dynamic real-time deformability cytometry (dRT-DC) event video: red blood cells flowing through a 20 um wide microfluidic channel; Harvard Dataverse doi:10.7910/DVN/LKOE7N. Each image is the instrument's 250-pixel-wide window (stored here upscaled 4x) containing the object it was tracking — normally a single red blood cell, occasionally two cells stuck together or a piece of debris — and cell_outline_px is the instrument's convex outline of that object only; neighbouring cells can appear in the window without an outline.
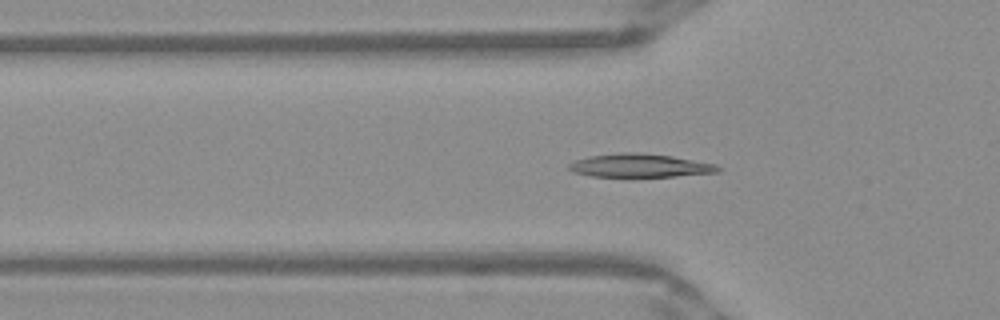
{"species": "Egyptian fruit bat (a non-hibernating species)", "species_latin": "Rousettus aegyptiacus", "temperature_condition": "warm", "stored_images_in_passage": 51, "camera_frame_rate_fps": 3000, "um_per_image_px": 0.085, "frame": {"image": 1, "passage_image": 16, "time_ms": 5.0, "image_size_px": [1000, 320], "cell_outline_px": [[720, 172], [676, 176], [592, 176], [572, 172], [568, 168], [568, 164], [576, 160], [588, 156], [624, 152], [628, 152], [672, 156], [716, 164], [720, 168]], "centroid_in_image_um": [54.38, 14.07], "position_along_channel_um": 71.4, "area_um2": 20.06}}
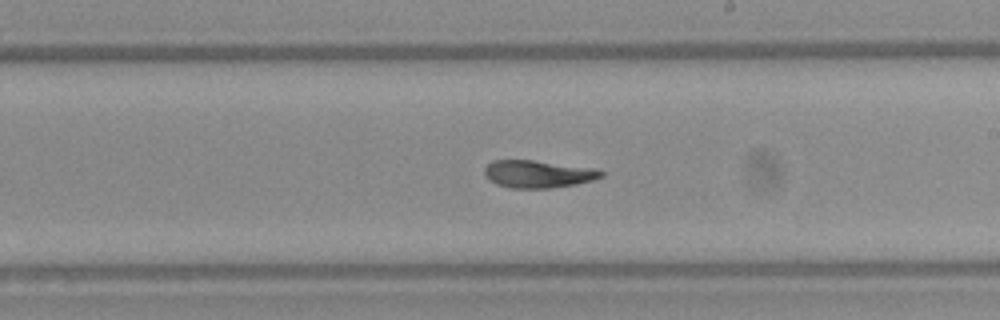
{"frame": {"image": 2, "passage_image": 29, "time_ms": 9.333, "image_size_px": [1000, 320], "cell_outline_px": [[604, 176], [592, 180], [576, 184], [552, 188], [508, 188], [496, 184], [484, 176], [484, 168], [492, 160], [532, 160], [596, 168], [604, 172]], "centroid_in_image_um": [45.73, 14.79], "position_along_channel_um": 243.3, "area_um2": 18.84}}
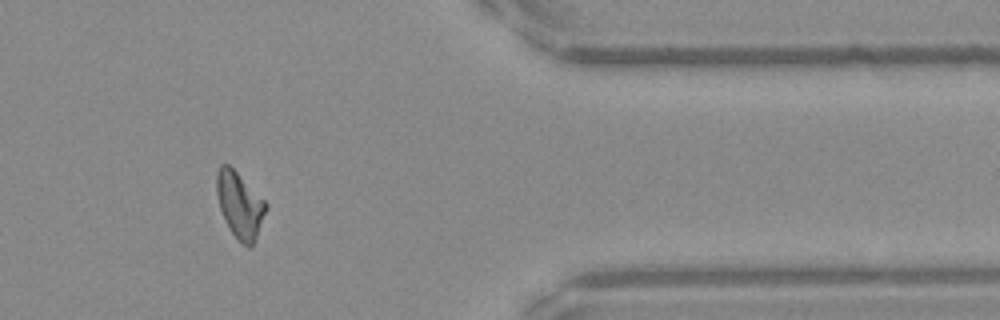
{"frame": {"image": 3, "passage_image": 42, "time_ms": 13.667, "image_size_px": [1000, 320], "cell_outline_px": [[268, 208], [252, 248], [248, 248], [232, 232], [220, 208], [216, 192], [216, 172], [220, 164], [228, 164], [268, 204]], "centroid_in_image_um": [20.39, 17.42], "position_along_channel_um": 391.0, "area_um2": 18.61}, "authors_computed_cell_mechanics": {"area_um2": 19.074, "velocity_mm_per_s": 3.9489, "shape_relaxation_time_tau1_ms": null, "shape_relaxation_time_tau2_ms": 2.7656, "deformation_change_tau1": null, "deformation_change_tau2": 0.0802}}